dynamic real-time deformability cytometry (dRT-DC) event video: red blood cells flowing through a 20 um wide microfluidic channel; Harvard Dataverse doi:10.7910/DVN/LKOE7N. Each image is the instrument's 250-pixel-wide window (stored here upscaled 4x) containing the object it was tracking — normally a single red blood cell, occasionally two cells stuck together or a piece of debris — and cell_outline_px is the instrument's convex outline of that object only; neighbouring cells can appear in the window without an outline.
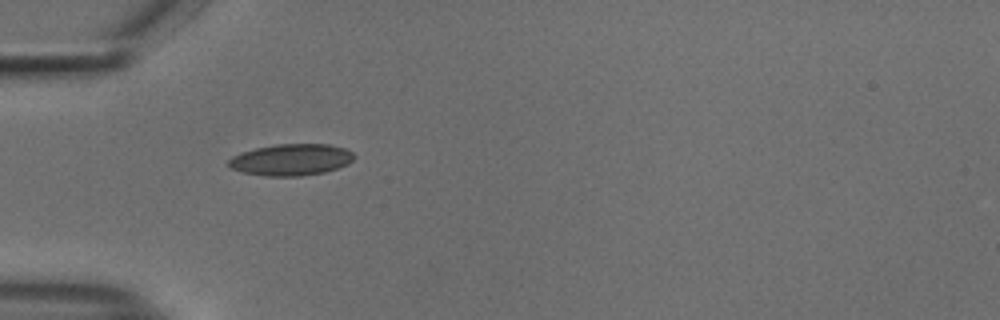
{"species": "common noctule bat (a hibernating species)", "species_latin": "Nyctalus noctula", "temperature_condition": "cold", "stored_images_in_passage": 17, "camera_frame_rate_fps": 3000, "um_per_image_px": 0.085, "animal": {"sex": "male", "body_mass_g": 18.8}, "frame": {"image": 1, "passage_image": 1, "time_ms": 0.0, "image_size_px": [1000, 320], "cell_outline_px": [[356, 156], [348, 164], [324, 172], [300, 176], [264, 176], [244, 172], [232, 168], [228, 164], [228, 160], [232, 156], [240, 152], [256, 148], [276, 144], [328, 144], [344, 148], [352, 152]], "centroid_in_image_um": [24.74, 13.57], "position_along_channel_um": 60.3, "area_um2": 23.0}}
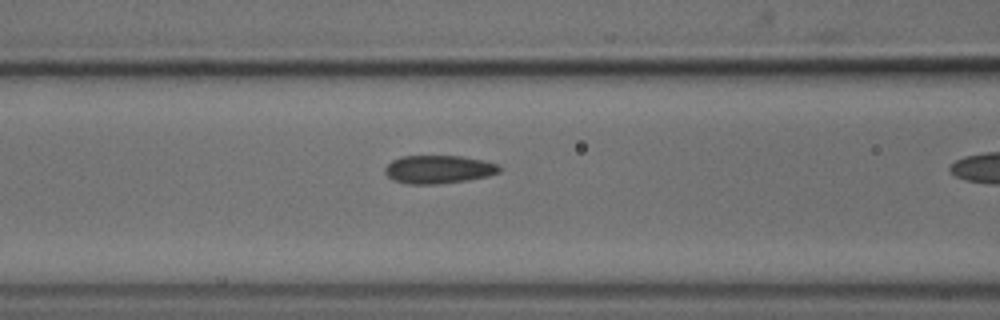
{"frame": {"image": 2, "passage_image": 3, "time_ms": 0.667, "image_size_px": [1000, 320], "cell_outline_px": [[504, 168], [500, 172], [488, 176], [468, 180], [440, 184], [408, 184], [392, 180], [384, 172], [384, 168], [392, 160], [400, 156], [460, 156], [484, 160], [500, 164]], "centroid_in_image_um": [37.31, 14.4], "position_along_channel_um": 129.3, "area_um2": 19.13}}
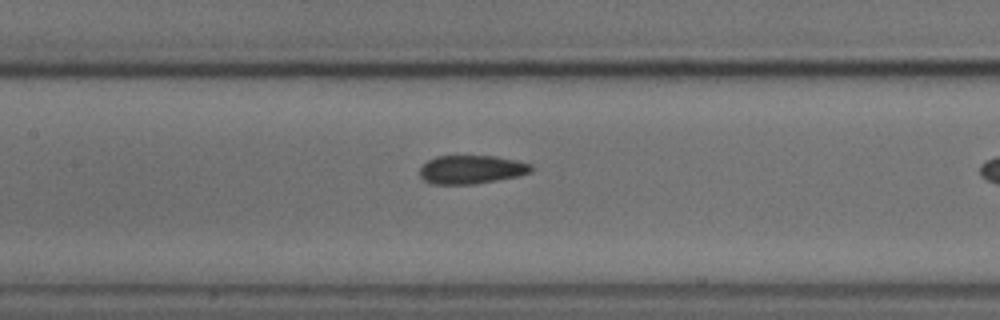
{"frame": {"image": 3, "passage_image": 6, "time_ms": 1.667, "image_size_px": [1000, 320], "cell_outline_px": [[532, 172], [520, 176], [476, 184], [432, 184], [424, 180], [420, 176], [420, 168], [428, 160], [436, 156], [496, 156], [516, 160], [532, 164]], "centroid_in_image_um": [40.1, 14.41], "position_along_channel_um": 167.3, "area_um2": 18.67}}